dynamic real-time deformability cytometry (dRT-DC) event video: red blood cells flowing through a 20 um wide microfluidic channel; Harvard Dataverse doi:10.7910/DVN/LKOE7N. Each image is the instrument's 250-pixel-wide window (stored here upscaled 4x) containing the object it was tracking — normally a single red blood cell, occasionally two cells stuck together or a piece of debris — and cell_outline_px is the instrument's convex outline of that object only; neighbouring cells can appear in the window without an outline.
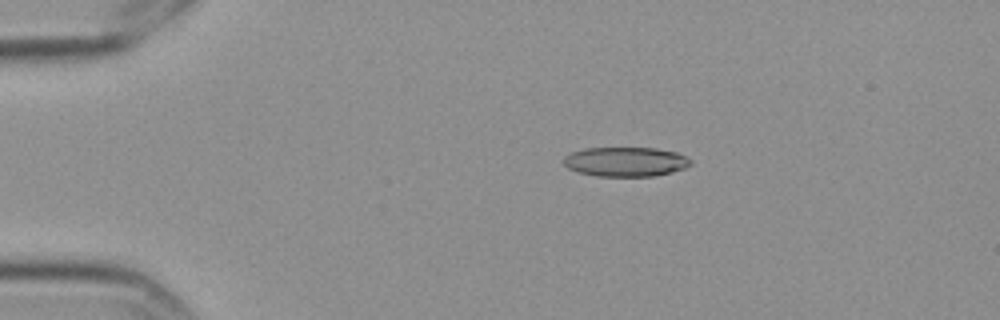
{"species": "Egyptian fruit bat (a non-hibernating species)", "species_latin": "Rousettus aegyptiacus", "temperature_condition": "cold", "stored_images_in_passage": 7, "camera_frame_rate_fps": 3000, "um_per_image_px": 0.085, "frame": {"image": 1, "passage_image": 4, "time_ms": 1.0, "image_size_px": [1000, 320], "cell_outline_px": [[692, 164], [684, 168], [656, 176], [596, 176], [576, 172], [568, 168], [564, 164], [564, 156], [572, 152], [584, 148], [656, 148], [676, 152], [692, 160]], "centroid_in_image_um": [53.16, 13.75], "position_along_channel_um": 31.8, "area_um2": 21.85}}
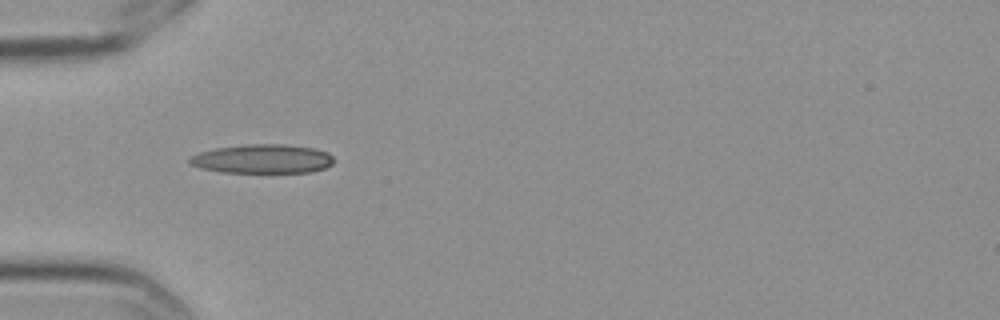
{"frame": {"image": 2, "passage_image": 6, "time_ms": 1.667, "image_size_px": [1000, 320], "cell_outline_px": [[336, 160], [332, 164], [324, 168], [312, 172], [220, 172], [200, 168], [188, 164], [188, 160], [192, 156], [200, 152], [216, 148], [248, 144], [284, 144], [312, 148], [328, 152]], "centroid_in_image_um": [22.32, 13.51], "position_along_channel_um": 62.7, "area_um2": 24.39}}
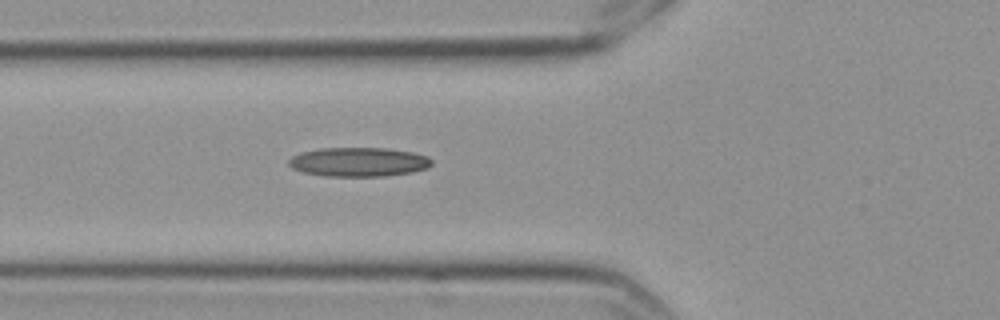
{"frame": {"image": 3, "passage_image": 7, "time_ms": 2.0, "image_size_px": [1000, 320], "cell_outline_px": [[432, 164], [428, 168], [412, 172], [384, 176], [324, 176], [304, 172], [292, 168], [288, 164], [288, 160], [292, 156], [300, 152], [320, 148], [384, 148], [412, 152], [428, 156], [432, 160]], "centroid_in_image_um": [30.48, 13.76], "position_along_channel_um": 95.3, "area_um2": 24.33}}